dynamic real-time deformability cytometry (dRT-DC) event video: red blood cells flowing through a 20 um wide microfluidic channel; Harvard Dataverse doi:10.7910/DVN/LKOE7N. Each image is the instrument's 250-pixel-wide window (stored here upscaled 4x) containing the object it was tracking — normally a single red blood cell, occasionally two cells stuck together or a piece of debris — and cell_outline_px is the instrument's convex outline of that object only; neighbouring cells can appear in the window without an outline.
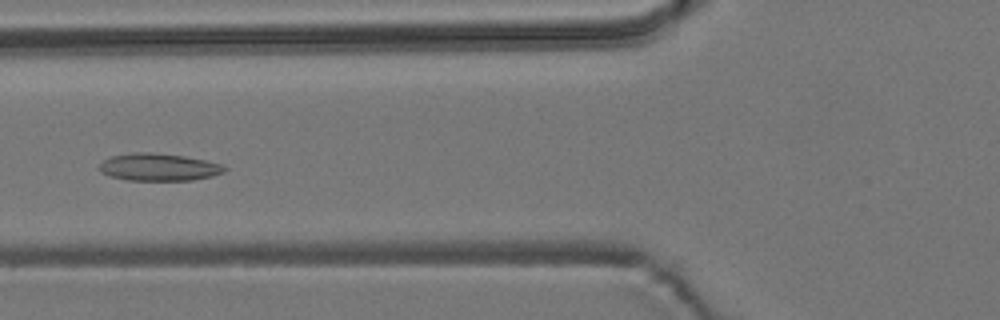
{"species": "common noctule bat (a hibernating species)", "species_latin": "Nyctalus noctula", "temperature_condition": "room temperature", "stored_images_in_passage": 42, "camera_frame_rate_fps": 3000, "um_per_image_px": 0.085, "animal": {"sex": "male", "body_mass_g": 19.2, "forearm_length_mm": 51.8}, "frame": {"image": 1, "passage_image": 8, "time_ms": 2.333, "image_size_px": [1000, 320], "cell_outline_px": [[228, 168], [224, 172], [212, 176], [192, 180], [128, 180], [112, 176], [100, 172], [96, 168], [104, 160], [112, 156], [132, 152], [152, 152], [184, 156], [204, 160], [220, 164]], "centroid_in_image_um": [13.47, 14.2], "position_along_channel_um": 112.3, "area_um2": 19.94}}
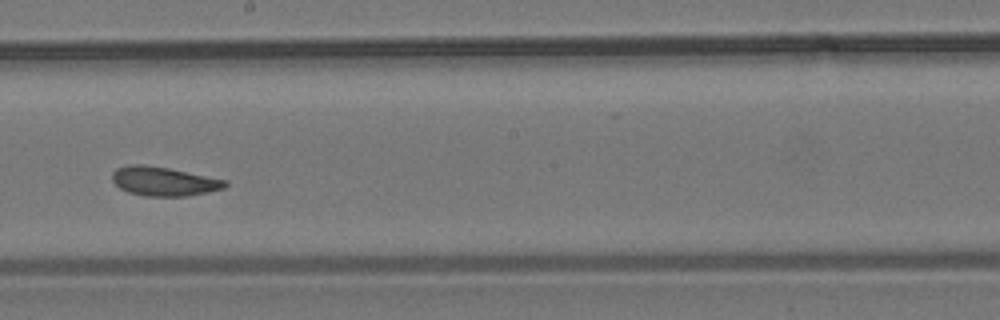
{"frame": {"image": 2, "passage_image": 18, "time_ms": 5.667, "image_size_px": [1000, 320], "cell_outline_px": [[228, 184], [224, 188], [188, 196], [144, 196], [128, 192], [120, 188], [112, 180], [112, 172], [116, 168], [128, 164], [144, 164], [168, 168], [228, 180]], "centroid_in_image_um": [13.9, 15.4], "position_along_channel_um": 234.3, "area_um2": 19.19}}
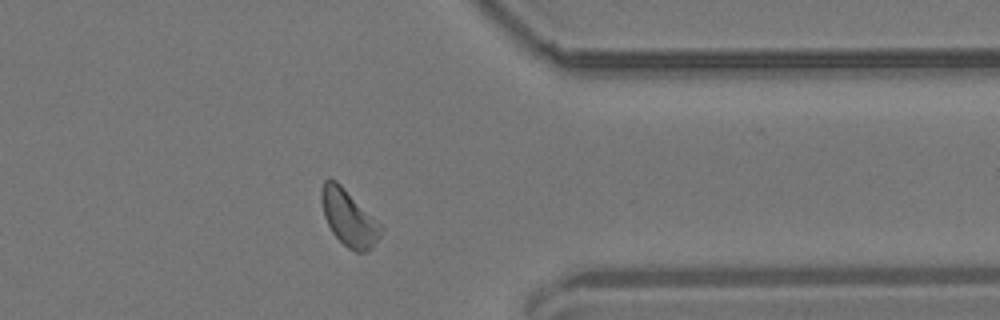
{"frame": {"image": 3, "passage_image": 31, "time_ms": 10.0, "image_size_px": [1000, 320], "cell_outline_px": [[384, 228], [380, 236], [372, 248], [364, 252], [356, 252], [348, 248], [332, 232], [324, 216], [320, 200], [320, 188], [324, 180], [328, 176], [336, 180], [384, 224]], "centroid_in_image_um": [29.67, 18.47], "position_along_channel_um": 381.7, "area_um2": 20.06}, "authors_computed_cell_mechanics": {"area_um2": 18.9873, "velocity_mm_per_s": 3.6525, "shape_relaxation_time_tau1_ms": null, "shape_relaxation_time_tau2_ms": 3.1411, "deformation_change_tau1": null, "deformation_change_tau2": 0.1031}}